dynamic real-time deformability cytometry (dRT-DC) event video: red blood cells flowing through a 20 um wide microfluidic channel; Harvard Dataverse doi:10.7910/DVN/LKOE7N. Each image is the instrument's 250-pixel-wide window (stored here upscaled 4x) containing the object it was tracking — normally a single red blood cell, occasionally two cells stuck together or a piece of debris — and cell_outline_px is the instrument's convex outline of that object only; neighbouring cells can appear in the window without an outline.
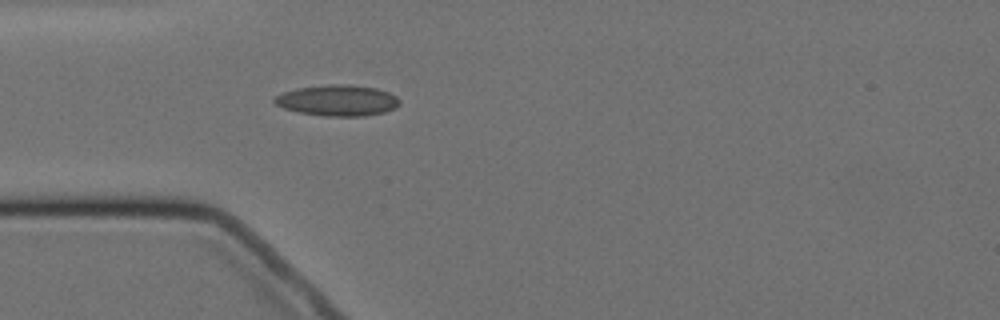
{"species": "Egyptian fruit bat (a non-hibernating species)", "species_latin": "Rousettus aegyptiacus", "temperature_condition": "cold", "stored_images_in_passage": 1, "camera_frame_rate_fps": 3000, "um_per_image_px": 0.085, "animal": {"sex": "female"}, "frame": {"image": 1, "passage_image": 1, "time_ms": 0.0, "image_size_px": [1000, 320], "cell_outline_px": [[400, 104], [384, 112], [364, 116], [324, 116], [300, 112], [284, 108], [276, 104], [272, 100], [276, 96], [284, 92], [296, 88], [332, 84], [348, 84], [376, 88], [388, 92], [396, 96], [400, 100]], "centroid_in_image_um": [28.7, 8.53], "position_along_channel_um": 56.3, "area_um2": 22.43}}